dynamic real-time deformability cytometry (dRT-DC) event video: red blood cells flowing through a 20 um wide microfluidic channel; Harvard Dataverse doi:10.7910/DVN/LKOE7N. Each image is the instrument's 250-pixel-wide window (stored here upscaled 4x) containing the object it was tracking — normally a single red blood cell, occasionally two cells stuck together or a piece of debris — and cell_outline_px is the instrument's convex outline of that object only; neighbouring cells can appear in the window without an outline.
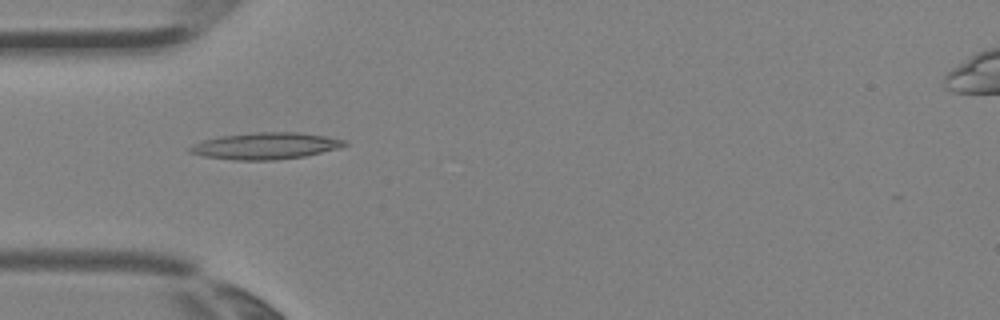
{"species": "Egyptian fruit bat (a non-hibernating species)", "species_latin": "Rousettus aegyptiacus", "temperature_condition": "room temperature", "stored_images_in_passage": 3, "camera_frame_rate_fps": 3000, "um_per_image_px": 0.085, "animal": {"sex": "female"}, "frame": {"image": 1, "passage_image": 3, "time_ms": 0.667, "image_size_px": [1000, 320], "cell_outline_px": [[348, 144], [340, 148], [304, 156], [276, 160], [236, 160], [204, 156], [188, 152], [188, 148], [204, 140], [220, 136], [256, 132], [300, 132], [348, 140]], "centroid_in_image_um": [22.62, 12.4], "position_along_channel_um": 62.4, "area_um2": 23.93}}